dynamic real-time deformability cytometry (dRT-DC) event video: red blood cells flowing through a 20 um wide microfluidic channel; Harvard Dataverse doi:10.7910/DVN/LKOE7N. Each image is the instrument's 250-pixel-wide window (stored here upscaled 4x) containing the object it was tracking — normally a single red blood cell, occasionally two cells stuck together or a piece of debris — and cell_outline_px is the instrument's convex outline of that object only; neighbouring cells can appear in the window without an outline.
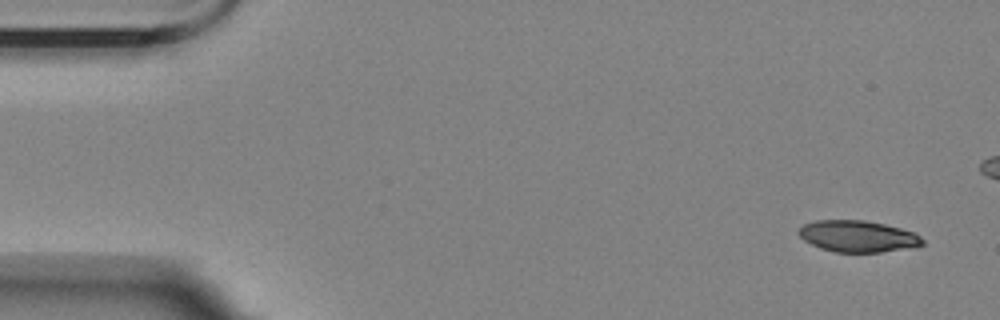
{"species": "Egyptian fruit bat (a non-hibernating species)", "species_latin": "Rousettus aegyptiacus", "temperature_condition": "room temperature", "stored_images_in_passage": 4, "camera_frame_rate_fps": 3000, "um_per_image_px": 0.085, "animal": {"sex": "female"}, "frame": {"image": 1, "passage_image": 1, "time_ms": 0.0, "image_size_px": [1000, 320], "cell_outline_px": [[924, 244], [916, 248], [880, 252], [836, 252], [820, 248], [804, 240], [796, 232], [804, 224], [816, 220], [864, 220], [884, 224], [916, 232], [924, 240]], "centroid_in_image_um": [72.96, 20.09], "position_along_channel_um": 12.0, "area_um2": 22.95}}